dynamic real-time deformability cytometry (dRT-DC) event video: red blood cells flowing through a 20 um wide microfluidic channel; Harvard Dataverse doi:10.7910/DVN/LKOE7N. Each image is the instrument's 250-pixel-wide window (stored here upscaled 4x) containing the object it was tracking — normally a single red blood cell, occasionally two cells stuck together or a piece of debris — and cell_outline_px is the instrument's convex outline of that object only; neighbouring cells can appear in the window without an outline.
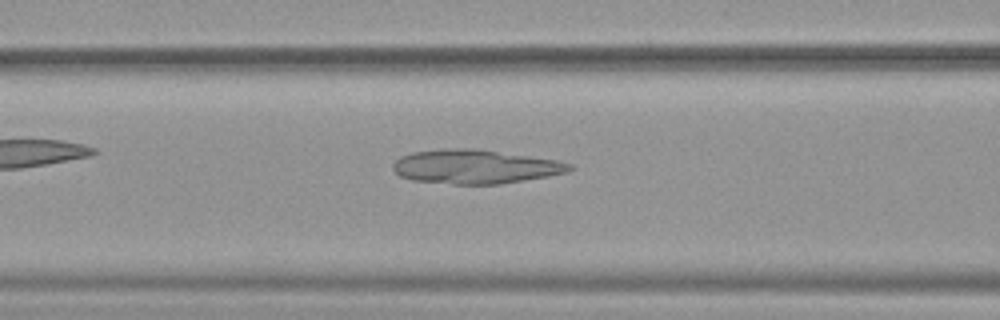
{"species": "common noctule bat (a hibernating species)", "species_latin": "Nyctalus noctula", "temperature_condition": "warm", "stored_images_in_passage": 29, "camera_frame_rate_fps": 3000, "um_per_image_px": 0.085, "animal": {"sex": "female", "body_mass_g": 19.9}, "frame": {"image": 1, "passage_image": 5, "time_ms": 1.333, "image_size_px": [1000, 320], "cell_outline_px": [[572, 168], [568, 172], [548, 176], [500, 184], [452, 184], [412, 180], [400, 176], [392, 168], [392, 164], [400, 156], [412, 152], [444, 148], [476, 148], [556, 160], [572, 164]], "centroid_in_image_um": [40.36, 14.16], "position_along_channel_um": 126.2, "area_um2": 35.03}}
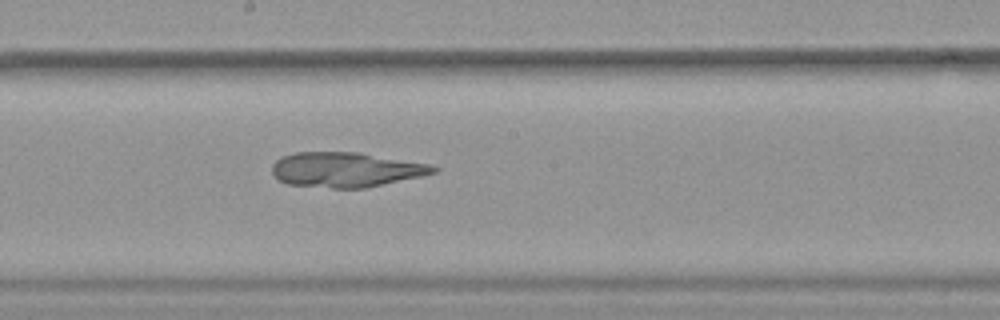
{"frame": {"image": 2, "passage_image": 12, "time_ms": 3.667, "image_size_px": [1000, 320], "cell_outline_px": [[440, 168], [436, 172], [420, 176], [364, 188], [332, 188], [288, 184], [276, 180], [272, 172], [272, 164], [276, 160], [284, 156], [296, 152], [356, 152], [432, 164]], "centroid_in_image_um": [29.38, 14.42], "position_along_channel_um": 218.8, "area_um2": 32.71}}
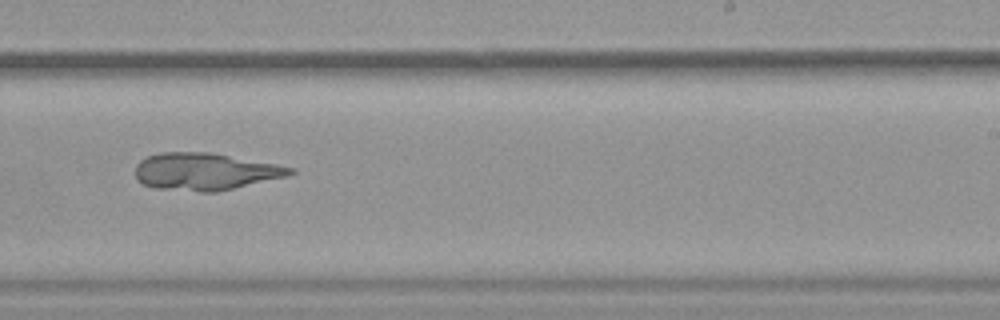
{"frame": {"image": 3, "passage_image": 16, "time_ms": 5.0, "image_size_px": [1000, 320], "cell_outline_px": [[296, 172], [288, 176], [216, 192], [200, 192], [152, 188], [136, 180], [136, 164], [140, 160], [148, 156], [160, 152], [212, 152], [296, 168]], "centroid_in_image_um": [17.42, 14.58], "position_along_channel_um": 271.6, "area_um2": 33.76}}